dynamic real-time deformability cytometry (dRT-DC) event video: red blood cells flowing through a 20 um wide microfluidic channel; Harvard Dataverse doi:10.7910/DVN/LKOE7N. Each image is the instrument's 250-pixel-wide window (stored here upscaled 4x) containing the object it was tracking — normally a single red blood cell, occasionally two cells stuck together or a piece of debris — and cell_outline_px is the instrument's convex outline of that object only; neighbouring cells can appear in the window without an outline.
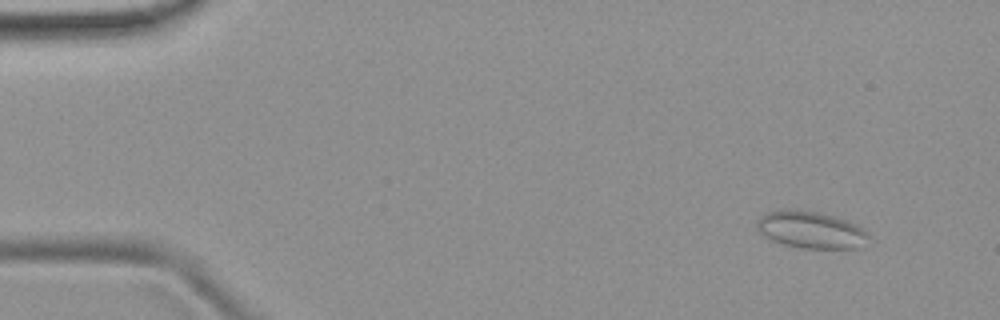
{"species": "common noctule bat (a hibernating species)", "species_latin": "Nyctalus noctula", "temperature_condition": "room temperature", "stored_images_in_passage": 51, "camera_frame_rate_fps": 3000, "um_per_image_px": 0.085, "animal": {"sex": "female", "body_mass_g": 19.9}, "frame": {"image": 1, "passage_image": 4, "time_ms": 1.0, "image_size_px": [1000, 320], "cell_outline_px": [[868, 236], [864, 248], [804, 248], [784, 244], [772, 240], [764, 236], [756, 228], [756, 220], [760, 216], [768, 212], [788, 208], [820, 212], [836, 216], [856, 224], [868, 232]], "centroid_in_image_um": [68.93, 19.52], "position_along_channel_um": 16.1, "area_um2": 24.33}}
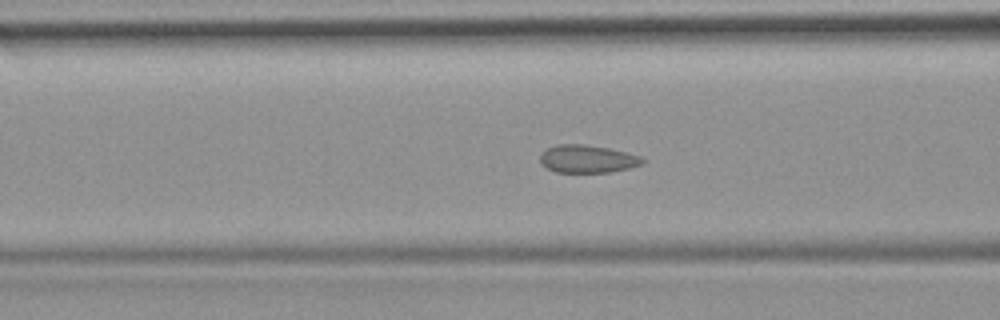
{"frame": {"image": 2, "passage_image": 20, "time_ms": 6.333, "image_size_px": [1000, 320], "cell_outline_px": [[644, 164], [612, 172], [556, 172], [540, 164], [540, 156], [548, 148], [556, 144], [584, 144], [608, 148], [640, 156], [644, 160]], "centroid_in_image_um": [49.93, 13.51], "position_along_channel_um": 116.7, "area_um2": 16.47}}
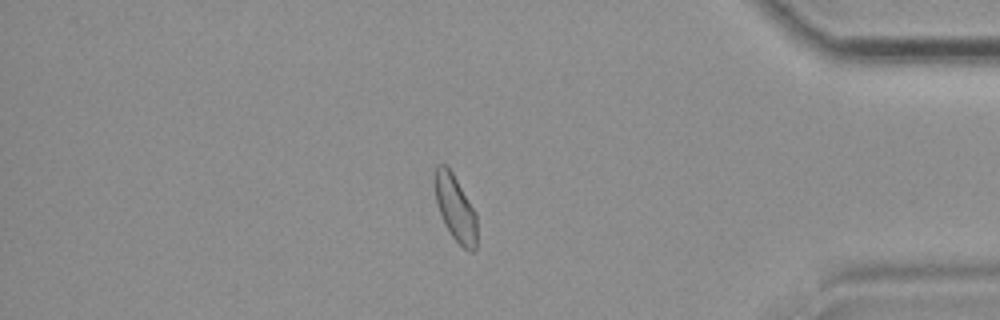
{"frame": {"image": 3, "passage_image": 44, "time_ms": 14.333, "image_size_px": [1000, 320], "cell_outline_px": [[476, 248], [472, 252], [468, 252], [452, 236], [444, 224], [436, 200], [432, 180], [436, 164], [448, 164], [476, 212]], "centroid_in_image_um": [38.67, 17.62], "position_along_channel_um": 396.5, "area_um2": 16.53}, "authors_computed_cell_mechanics": {"area_um2": 16.7042, "velocity_mm_per_s": 3.8793, "shape_relaxation_time_tau1_ms": null, "shape_relaxation_time_tau2_ms": 0.4847, "deformation_change_tau1": null, "deformation_change_tau2": 0.0529}}